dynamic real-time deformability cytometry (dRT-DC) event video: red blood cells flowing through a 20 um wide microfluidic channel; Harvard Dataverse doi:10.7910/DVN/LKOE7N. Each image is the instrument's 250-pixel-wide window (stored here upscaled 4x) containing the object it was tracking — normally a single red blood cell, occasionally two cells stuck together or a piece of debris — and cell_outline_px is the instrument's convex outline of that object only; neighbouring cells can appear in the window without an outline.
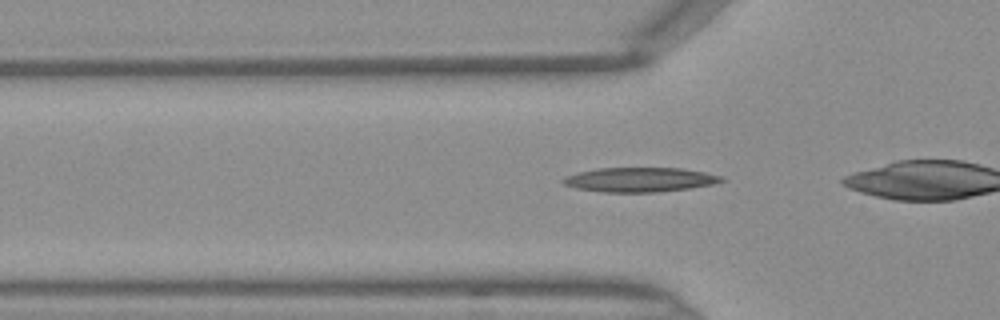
{"species": "Egyptian fruit bat (a non-hibernating species)", "species_latin": "Rousettus aegyptiacus", "temperature_condition": "warm", "stored_images_in_passage": 31, "camera_frame_rate_fps": 3000, "um_per_image_px": 0.085, "frame": {"image": 1, "passage_image": 9, "time_ms": 2.667, "image_size_px": [1000, 320], "cell_outline_px": [[724, 180], [712, 184], [688, 188], [656, 192], [604, 192], [576, 188], [564, 184], [560, 180], [564, 176], [596, 168], [680, 168], [704, 172], [724, 176]], "centroid_in_image_um": [54.35, 15.27], "position_along_channel_um": 71.4, "area_um2": 22.43}}
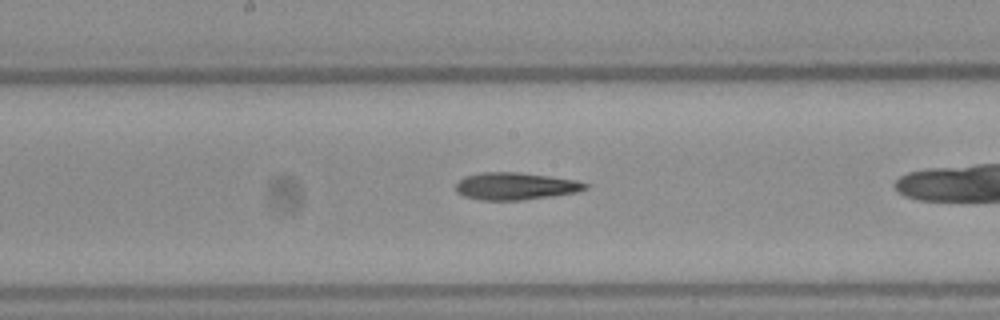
{"frame": {"image": 2, "passage_image": 18, "time_ms": 5.667, "image_size_px": [1000, 320], "cell_outline_px": [[588, 188], [576, 192], [552, 196], [520, 200], [480, 200], [464, 196], [456, 192], [456, 184], [464, 176], [480, 172], [516, 172], [548, 176], [576, 180], [588, 184]], "centroid_in_image_um": [43.78, 15.82], "position_along_channel_um": 204.4, "area_um2": 20.52}}
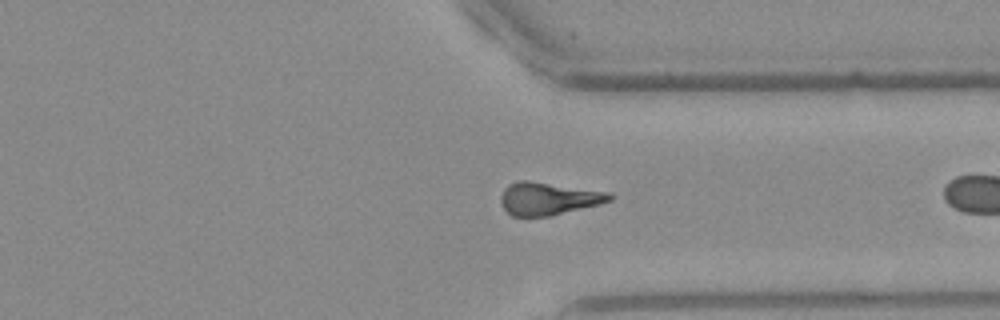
{"frame": {"image": 3, "passage_image": 29, "time_ms": 9.333, "image_size_px": [1000, 320], "cell_outline_px": [[616, 196], [612, 200], [600, 204], [548, 216], [512, 216], [504, 208], [500, 200], [500, 196], [504, 188], [508, 184], [516, 180], [528, 180], [612, 192]], "centroid_in_image_um": [46.64, 16.86], "position_along_channel_um": 364.8, "area_um2": 20.92}}